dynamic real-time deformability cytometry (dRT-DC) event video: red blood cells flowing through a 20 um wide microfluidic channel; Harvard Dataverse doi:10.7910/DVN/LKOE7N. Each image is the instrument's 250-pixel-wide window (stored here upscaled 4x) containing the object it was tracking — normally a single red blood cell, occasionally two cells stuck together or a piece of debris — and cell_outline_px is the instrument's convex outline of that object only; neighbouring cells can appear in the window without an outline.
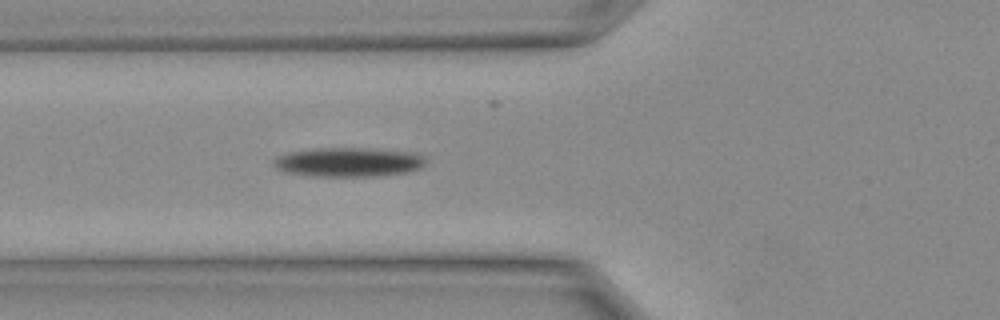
{"species": "Egyptian fruit bat (a non-hibernating species)", "species_latin": "Rousettus aegyptiacus", "temperature_condition": "warm", "stored_images_in_passage": 11, "camera_frame_rate_fps": 3000, "um_per_image_px": 0.085, "animal": {"sex": "female"}, "frame": {"image": 1, "passage_image": 4, "time_ms": 1.0, "image_size_px": [1000, 320], "cell_outline_px": [[428, 164], [420, 168], [408, 172], [376, 176], [316, 176], [284, 172], [276, 168], [272, 164], [272, 160], [276, 156], [288, 152], [312, 148], [368, 148], [420, 152], [428, 160]], "centroid_in_image_um": [29.67, 13.76], "position_along_channel_um": 96.1, "area_um2": 26.53}}
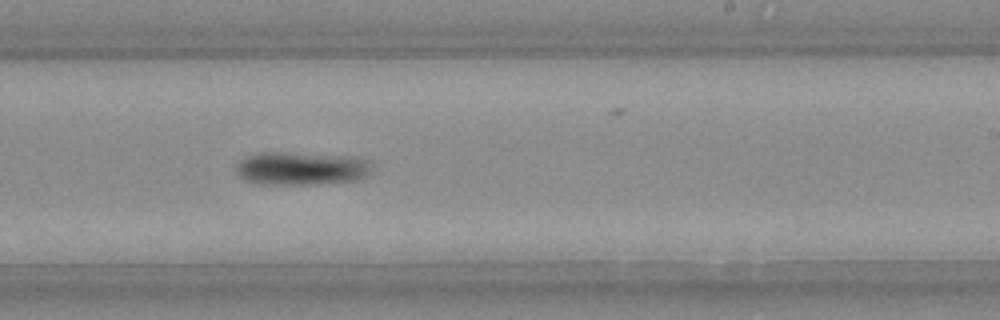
{"frame": {"image": 2, "passage_image": 11, "time_ms": 3.333, "image_size_px": [1000, 320], "cell_outline_px": [[368, 168], [364, 176], [356, 180], [316, 184], [264, 184], [244, 180], [236, 172], [236, 168], [240, 160], [248, 156], [264, 152], [280, 152], [352, 156], [364, 160]], "centroid_in_image_um": [25.51, 14.32], "position_along_channel_um": 263.5, "area_um2": 25.66}}